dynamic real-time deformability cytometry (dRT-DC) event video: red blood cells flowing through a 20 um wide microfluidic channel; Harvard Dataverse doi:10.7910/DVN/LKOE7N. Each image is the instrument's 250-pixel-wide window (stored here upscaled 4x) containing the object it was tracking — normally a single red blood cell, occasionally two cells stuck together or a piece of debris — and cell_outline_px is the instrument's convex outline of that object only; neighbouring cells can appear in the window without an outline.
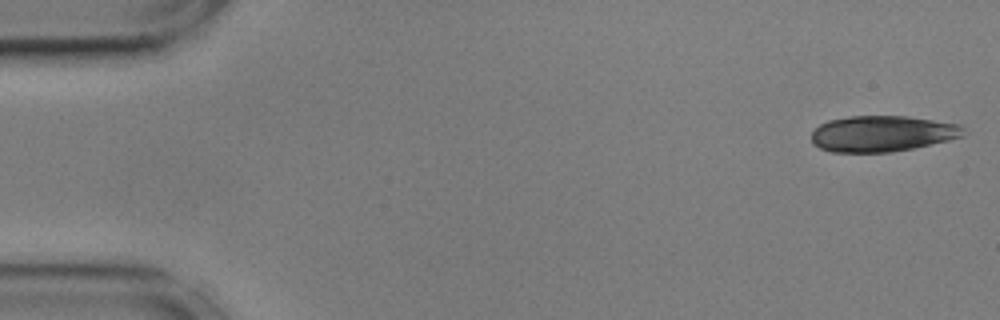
{"species": "common noctule bat (a hibernating species)", "species_latin": "Nyctalus noctula", "temperature_condition": "cold", "stored_images_in_passage": 41, "camera_frame_rate_fps": 3000, "um_per_image_px": 0.085, "animal": {"sex": "male", "body_mass_g": 17.9, "forearm_length_mm": 54.2}, "frame": {"image": 1, "passage_image": 1, "time_ms": 0.0, "image_size_px": [1000, 320], "cell_outline_px": [[968, 132], [964, 136], [948, 140], [912, 148], [892, 152], [832, 152], [820, 148], [812, 144], [812, 132], [820, 124], [828, 120], [848, 116], [908, 116], [960, 124]], "centroid_in_image_um": [75.0, 11.35], "position_along_channel_um": 10.0, "area_um2": 32.02}}
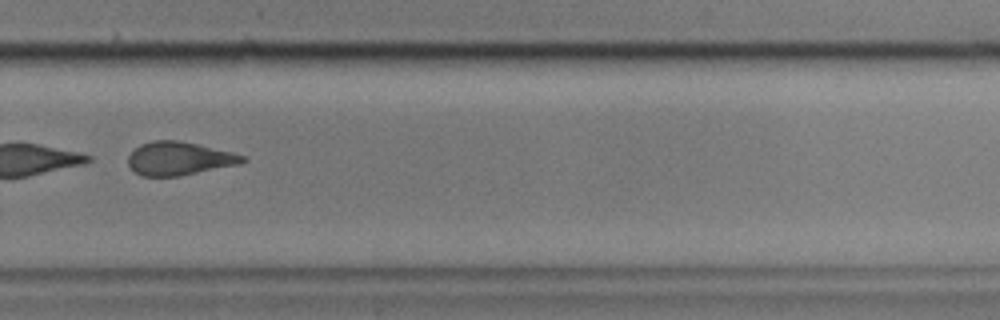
{"frame": {"image": 2, "passage_image": 37, "time_ms": 12.0, "image_size_px": [1000, 320], "cell_outline_px": [[248, 160], [240, 164], [180, 176], [140, 176], [128, 164], [128, 156], [140, 144], [152, 140], [180, 140], [232, 152], [244, 156]], "centroid_in_image_um": [15.23, 13.47], "position_along_channel_um": 314.6, "area_um2": 22.25}}